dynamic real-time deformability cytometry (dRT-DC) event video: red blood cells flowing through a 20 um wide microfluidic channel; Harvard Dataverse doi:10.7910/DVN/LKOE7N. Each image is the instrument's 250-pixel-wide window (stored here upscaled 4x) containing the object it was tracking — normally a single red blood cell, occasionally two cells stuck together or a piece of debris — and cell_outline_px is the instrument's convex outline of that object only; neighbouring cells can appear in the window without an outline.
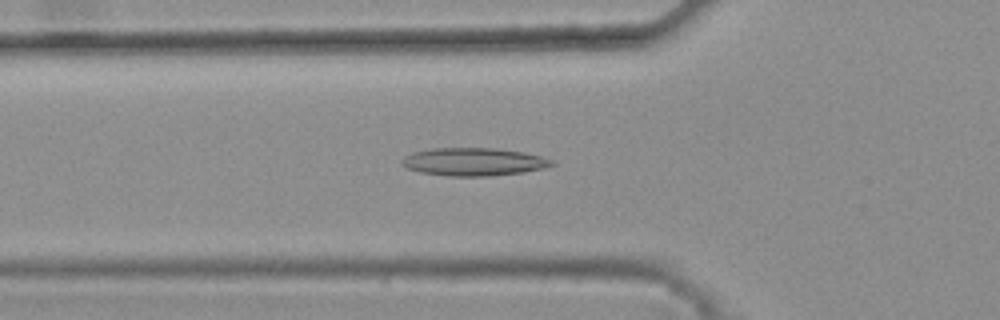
{"species": "common noctule bat (a hibernating species)", "species_latin": "Nyctalus noctula", "temperature_condition": "warm", "stored_images_in_passage": 36, "camera_frame_rate_fps": 3000, "um_per_image_px": 0.085, "animal": {"sex": "female", "body_mass_g": 25.1}, "frame": {"image": 1, "passage_image": 8, "time_ms": 2.333, "image_size_px": [1000, 320], "cell_outline_px": [[556, 164], [544, 168], [524, 172], [488, 176], [448, 176], [420, 172], [408, 168], [400, 164], [400, 160], [404, 156], [412, 152], [432, 148], [496, 148], [524, 152], [556, 160]], "centroid_in_image_um": [40.27, 13.75], "position_along_channel_um": 85.5, "area_um2": 24.62}}
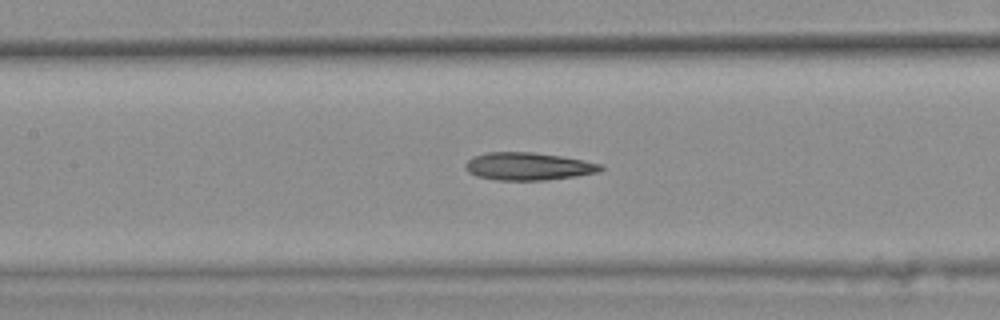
{"frame": {"image": 2, "passage_image": 14, "time_ms": 4.333, "image_size_px": [1000, 320], "cell_outline_px": [[604, 168], [600, 172], [576, 176], [544, 180], [496, 180], [476, 176], [468, 172], [464, 168], [464, 164], [472, 156], [488, 152], [532, 152], [560, 156], [584, 160], [600, 164]], "centroid_in_image_um": [44.87, 14.14], "position_along_channel_um": 162.5, "area_um2": 21.91}}
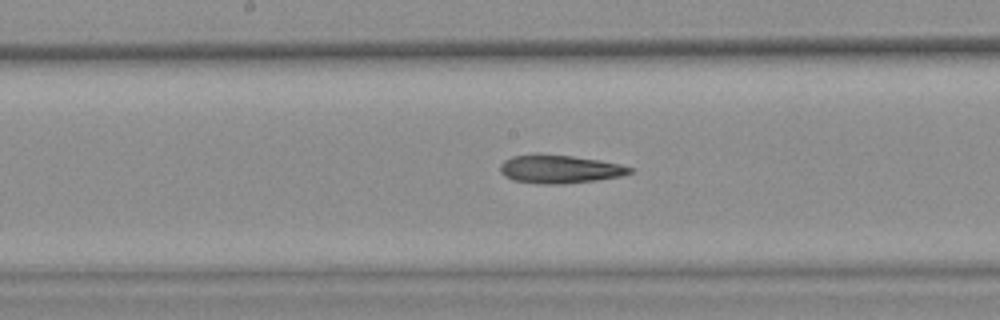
{"frame": {"image": 3, "passage_image": 17, "time_ms": 5.333, "image_size_px": [1000, 320], "cell_outline_px": [[632, 172], [620, 176], [596, 180], [564, 184], [540, 184], [512, 180], [504, 176], [500, 172], [500, 164], [504, 160], [512, 156], [532, 152], [536, 152], [572, 156], [600, 160], [620, 164], [632, 168]], "centroid_in_image_um": [47.49, 14.35], "position_along_channel_um": 200.7, "area_um2": 21.79}, "authors_computed_cell_mechanics": {"area_um2": 21.4149, "velocity_mm_per_s": 3.8276, "shape_relaxation_time_tau1_ms": null, "shape_relaxation_time_tau2_ms": 6.4556, "deformation_change_tau1": null, "deformation_change_tau2": 0.1908}}